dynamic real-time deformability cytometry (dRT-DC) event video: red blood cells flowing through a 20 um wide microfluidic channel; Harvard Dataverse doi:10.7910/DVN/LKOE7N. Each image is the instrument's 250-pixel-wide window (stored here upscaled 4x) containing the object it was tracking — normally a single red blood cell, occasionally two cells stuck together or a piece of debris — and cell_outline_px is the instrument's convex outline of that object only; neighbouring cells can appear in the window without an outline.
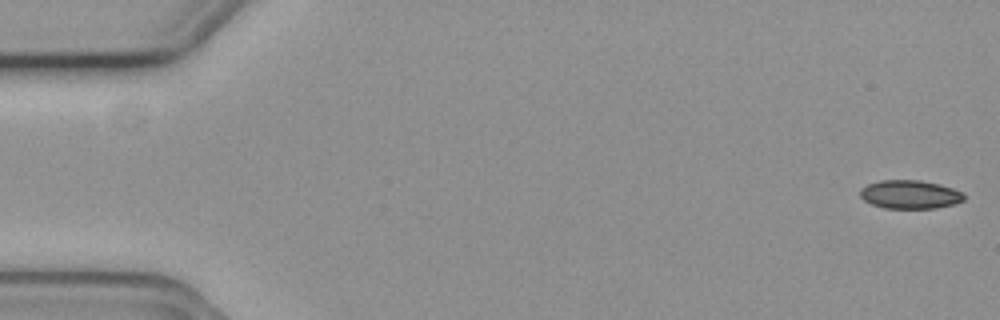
{"species": "common noctule bat (a hibernating species)", "species_latin": "Nyctalus noctula", "temperature_condition": "cold", "stored_images_in_passage": 56, "camera_frame_rate_fps": 3000, "um_per_image_px": 0.085, "animal": {"sex": "female", "body_mass_g": 19.3, "forearm_length_mm": 54.1}, "frame": {"image": 1, "passage_image": 1, "time_ms": 0.0, "image_size_px": [1000, 320], "cell_outline_px": [[964, 200], [952, 204], [936, 208], [884, 208], [872, 204], [864, 200], [860, 196], [860, 188], [868, 184], [880, 180], [920, 180], [940, 184], [964, 192]], "centroid_in_image_um": [77.34, 16.52], "position_along_channel_um": 7.7, "area_um2": 17.28}}
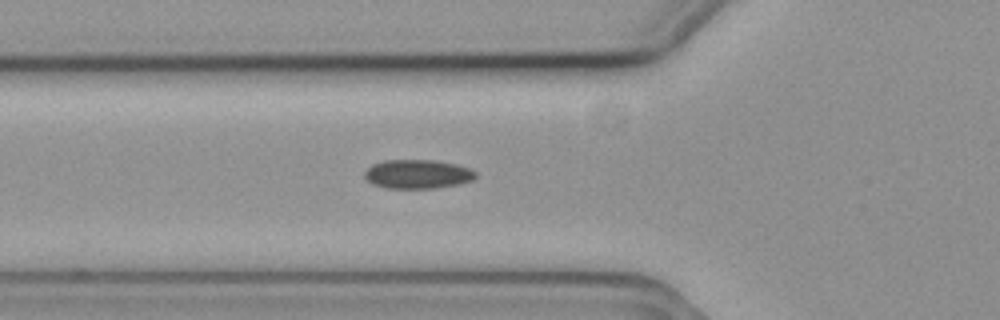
{"frame": {"image": 2, "passage_image": 20, "time_ms": 6.333, "image_size_px": [1000, 320], "cell_outline_px": [[476, 176], [472, 180], [460, 184], [432, 188], [388, 188], [372, 184], [364, 176], [364, 172], [372, 164], [384, 160], [436, 160], [456, 164], [468, 168], [476, 172]], "centroid_in_image_um": [35.49, 14.79], "position_along_channel_um": 90.3, "area_um2": 18.73}}
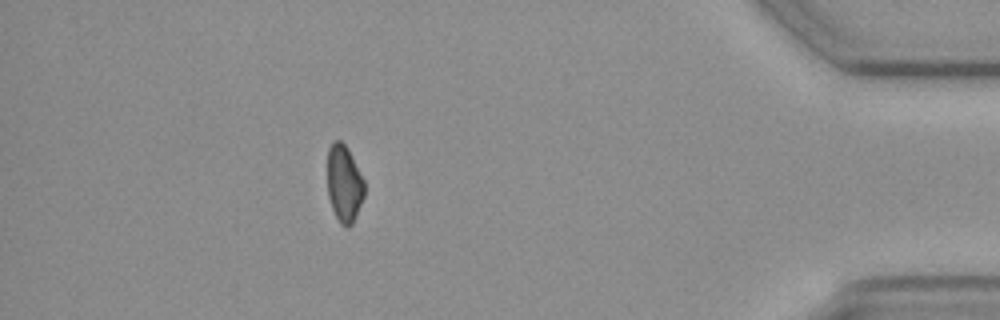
{"frame": {"image": 3, "passage_image": 50, "time_ms": 16.333, "image_size_px": [1000, 320], "cell_outline_px": [[364, 196], [356, 216], [352, 224], [348, 228], [340, 224], [332, 208], [328, 196], [328, 148], [332, 140], [340, 140], [348, 148], [364, 180]], "centroid_in_image_um": [29.25, 15.6], "position_along_channel_um": 405.9, "area_um2": 16.65}, "authors_computed_cell_mechanics": {"area_um2": 18.1781, "velocity_mm_per_s": 3.6925, "shape_relaxation_time_tau1_ms": 10.0919, "shape_relaxation_time_tau2_ms": null, "deformation_change_tau1": 0.1072, "deformation_change_tau2": null}}